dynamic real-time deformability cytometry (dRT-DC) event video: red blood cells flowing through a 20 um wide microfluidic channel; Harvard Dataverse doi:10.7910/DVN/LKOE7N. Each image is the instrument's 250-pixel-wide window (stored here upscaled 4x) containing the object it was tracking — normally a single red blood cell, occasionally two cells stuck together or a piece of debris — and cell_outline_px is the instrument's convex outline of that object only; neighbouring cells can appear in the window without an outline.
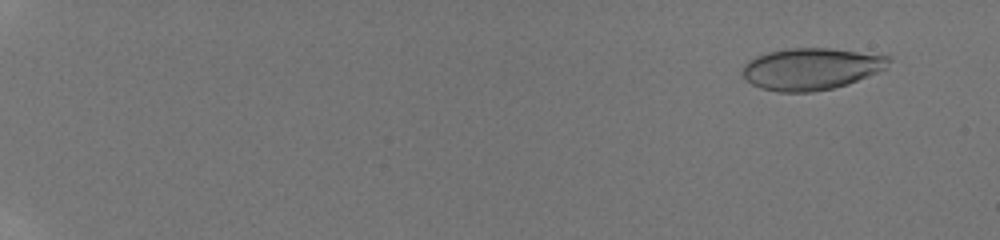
{"species": "human", "species_latin": "Homo sapiens", "temperature_condition": "room temperature", "stored_images_in_passage": 21, "camera_frame_rate_fps": 3000, "um_per_image_px": 0.085, "donor": {"sex": "male"}, "frame": {"image": 1, "passage_image": 4, "time_ms": 1.333, "image_size_px": [1000, 240], "cell_outline_px": [[892, 60], [888, 68], [848, 84], [832, 88], [812, 92], [776, 92], [760, 88], [752, 84], [740, 72], [744, 64], [748, 60], [756, 56], [768, 52], [788, 48], [832, 48], [888, 56]], "centroid_in_image_um": [68.94, 5.85], "position_along_channel_um": 16.1, "area_um2": 35.84}}
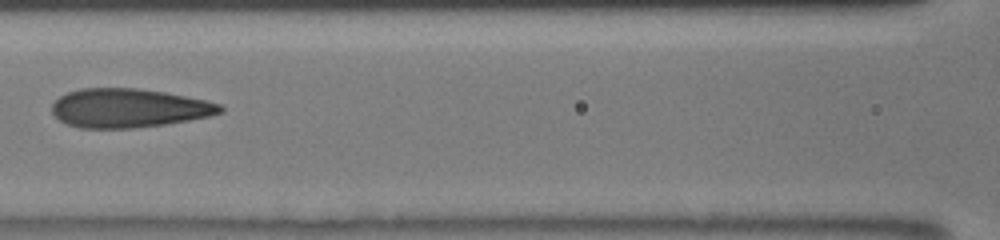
{"frame": {"image": 2, "passage_image": 16, "time_ms": 9.667, "image_size_px": [1000, 240], "cell_outline_px": [[224, 112], [208, 116], [188, 120], [164, 124], [132, 128], [80, 128], [68, 124], [60, 120], [52, 112], [52, 104], [60, 96], [68, 92], [80, 88], [136, 88], [164, 92], [204, 100], [220, 104], [224, 108]], "centroid_in_image_um": [10.92, 9.18], "position_along_channel_um": 155.7, "area_um2": 37.86}}
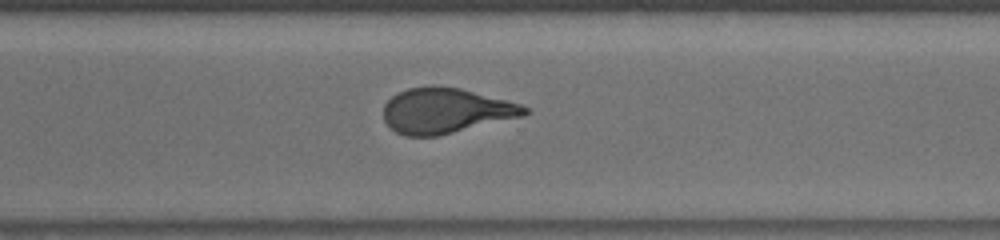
{"frame": {"image": 3, "passage_image": 21, "time_ms": 14.0, "image_size_px": [1000, 240], "cell_outline_px": [[528, 112], [524, 116], [436, 136], [404, 136], [396, 132], [384, 120], [384, 104], [392, 96], [408, 88], [460, 88], [520, 104], [528, 108]], "centroid_in_image_um": [37.88, 9.44], "position_along_channel_um": 332.7, "area_um2": 36.3}}